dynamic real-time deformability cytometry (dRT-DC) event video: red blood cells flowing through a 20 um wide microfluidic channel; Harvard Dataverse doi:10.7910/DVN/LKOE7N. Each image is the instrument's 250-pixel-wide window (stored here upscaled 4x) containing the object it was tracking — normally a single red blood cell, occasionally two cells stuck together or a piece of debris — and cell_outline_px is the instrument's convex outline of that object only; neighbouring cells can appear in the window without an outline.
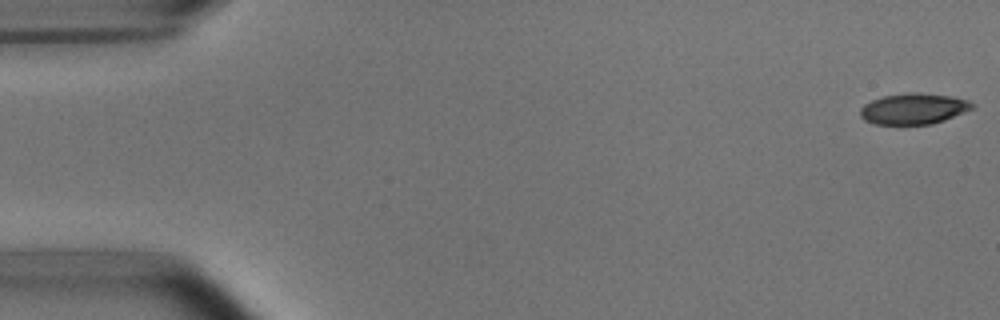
{"species": "common noctule bat (a hibernating species)", "species_latin": "Nyctalus noctula", "temperature_condition": "room temperature", "stored_images_in_passage": 52, "camera_frame_rate_fps": 3000, "um_per_image_px": 0.085, "animal": {"sex": "male", "body_mass_g": 15.6}, "frame": {"image": 1, "passage_image": 1, "time_ms": 0.0, "image_size_px": [1000, 320], "cell_outline_px": [[976, 104], [972, 108], [944, 120], [932, 124], [876, 124], [864, 120], [860, 116], [860, 108], [864, 104], [872, 100], [884, 96], [912, 92], [916, 92], [952, 96], [968, 100]], "centroid_in_image_um": [77.65, 9.24], "position_along_channel_um": 7.4, "area_um2": 20.06}}
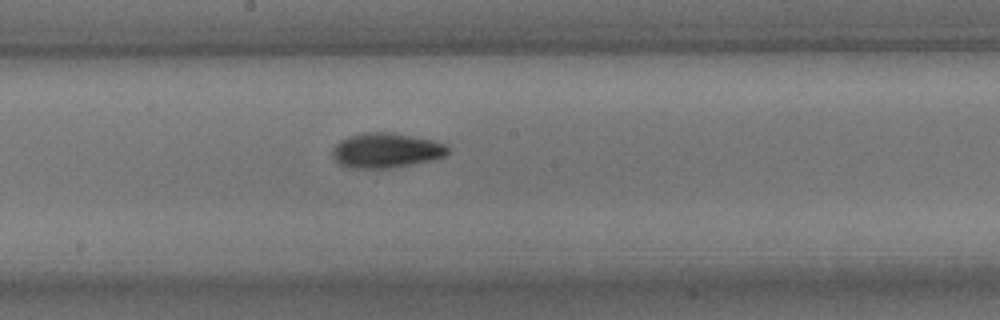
{"frame": {"image": 2, "passage_image": 28, "time_ms": 9.0, "image_size_px": [1000, 320], "cell_outline_px": [[448, 152], [444, 156], [432, 160], [396, 168], [348, 168], [336, 164], [332, 156], [332, 148], [340, 140], [348, 136], [364, 132], [392, 132], [432, 140], [444, 144], [448, 148]], "centroid_in_image_um": [32.76, 12.8], "position_along_channel_um": 215.4, "area_um2": 23.76}}
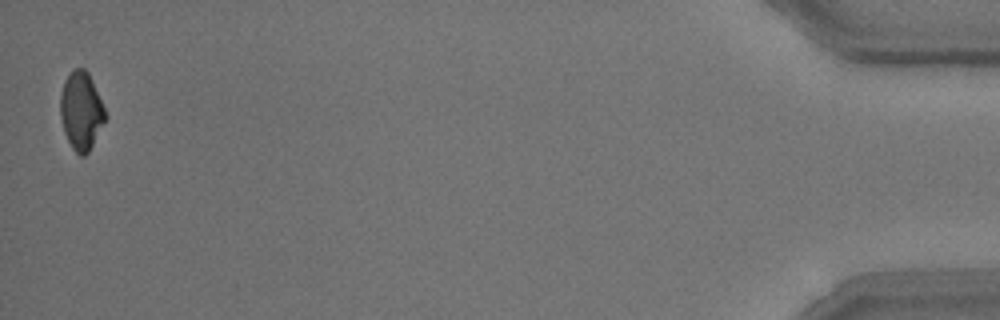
{"frame": {"image": 3, "passage_image": 52, "time_ms": 17.0, "image_size_px": [1000, 320], "cell_outline_px": [[108, 116], [88, 152], [84, 156], [80, 156], [72, 148], [64, 132], [60, 116], [60, 96], [64, 80], [76, 68], [84, 68], [88, 72], [92, 80]], "centroid_in_image_um": [6.9, 9.43], "position_along_channel_um": 428.3, "area_um2": 20.35}, "authors_computed_cell_mechanics": {"area_um2": 21.5016, "velocity_mm_per_s": 3.803, "shape_relaxation_time_tau1_ms": 4.1038, "shape_relaxation_time_tau2_ms": 4.1622, "deformation_change_tau1": 0.1302, "deformation_change_tau2": 0.1017}}